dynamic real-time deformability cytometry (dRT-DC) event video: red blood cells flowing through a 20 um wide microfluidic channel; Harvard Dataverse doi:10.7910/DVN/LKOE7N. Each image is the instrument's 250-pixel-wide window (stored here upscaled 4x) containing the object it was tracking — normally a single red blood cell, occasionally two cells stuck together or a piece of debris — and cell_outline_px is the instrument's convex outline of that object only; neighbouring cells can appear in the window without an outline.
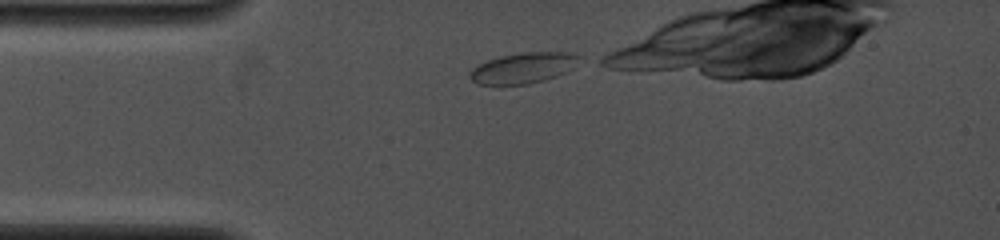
{"species": "common noctule bat (a hibernating species)", "species_latin": "Nyctalus noctula", "temperature_condition": "cold", "stored_images_in_passage": 20, "camera_frame_rate_fps": 4000, "um_per_image_px": 0.085, "animal": {"sex": "female", "body_mass_g": 19.0, "forearm_length_mm": 53.3}, "frame": {"image": 1, "passage_image": 1, "time_ms": 0.0, "image_size_px": [1000, 240], "cell_outline_px": [[580, 56], [564, 72], [556, 76], [544, 80], [528, 84], [480, 84], [472, 80], [468, 76], [468, 72], [472, 68], [488, 60], [500, 56], [524, 52], [568, 52]], "centroid_in_image_um": [44.39, 5.77], "position_along_channel_um": 40.6, "area_um2": 19.02}}
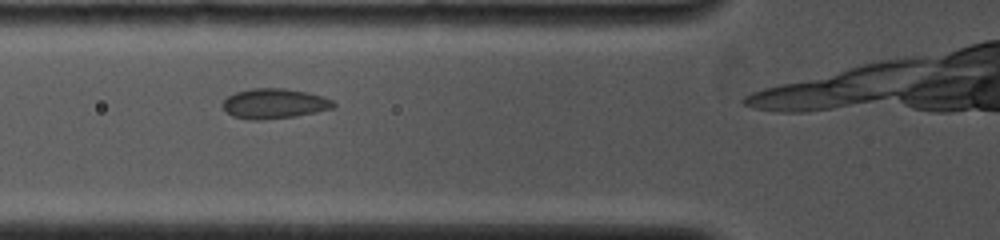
{"frame": {"image": 2, "passage_image": 11, "time_ms": 2.0, "image_size_px": [1000, 240], "cell_outline_px": [[336, 108], [296, 116], [264, 120], [248, 120], [232, 116], [224, 108], [224, 100], [228, 96], [236, 92], [252, 88], [284, 88], [308, 92], [324, 96], [332, 100], [336, 104]], "centroid_in_image_um": [23.36, 8.81], "position_along_channel_um": 102.4, "area_um2": 19.54}}
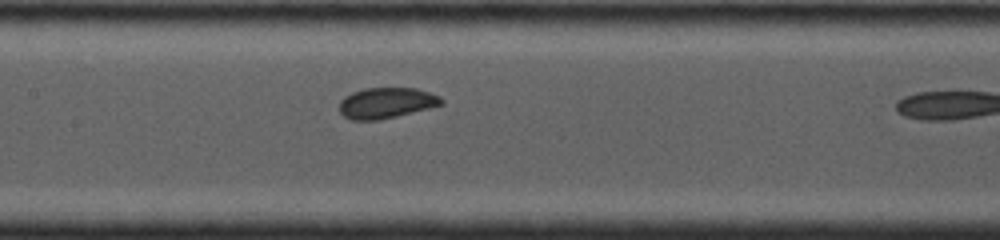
{"frame": {"image": 3, "passage_image": 18, "time_ms": 3.75, "image_size_px": [1000, 240], "cell_outline_px": [[444, 104], [380, 120], [352, 120], [344, 116], [340, 112], [340, 100], [344, 96], [352, 92], [364, 88], [416, 88], [440, 96], [444, 100]], "centroid_in_image_um": [32.83, 8.74], "position_along_channel_um": 174.6, "area_um2": 18.26}}